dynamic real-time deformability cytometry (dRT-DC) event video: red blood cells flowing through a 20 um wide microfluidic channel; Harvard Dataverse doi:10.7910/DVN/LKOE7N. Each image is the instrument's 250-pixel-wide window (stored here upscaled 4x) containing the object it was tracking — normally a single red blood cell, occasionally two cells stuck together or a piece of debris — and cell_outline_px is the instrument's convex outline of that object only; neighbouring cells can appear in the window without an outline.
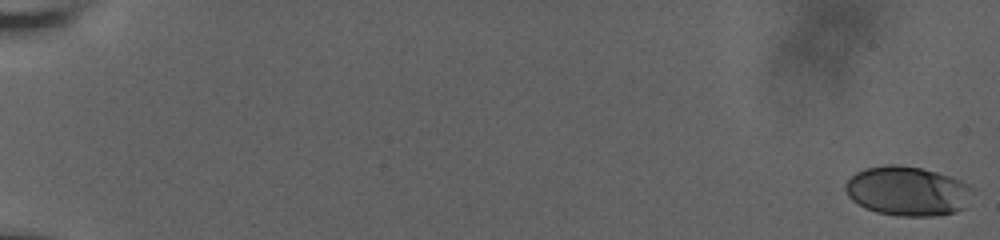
{"species": "human", "species_latin": "Homo sapiens", "temperature_condition": "room temperature", "stored_images_in_passage": 48, "camera_frame_rate_fps": 3000, "um_per_image_px": 0.085, "donor": {"sex": "male"}, "frame": {"image": 1, "passage_image": 1, "time_ms": 0.0, "image_size_px": [1000, 240], "cell_outline_px": [[972, 188], [964, 208], [956, 212], [932, 216], [896, 216], [876, 212], [864, 208], [852, 200], [848, 196], [844, 188], [844, 184], [856, 172], [864, 168], [888, 164], [900, 164], [920, 168], [936, 172], [960, 180], [968, 184]], "centroid_in_image_um": [77.08, 16.24], "position_along_channel_um": 7.9, "area_um2": 36.65}}
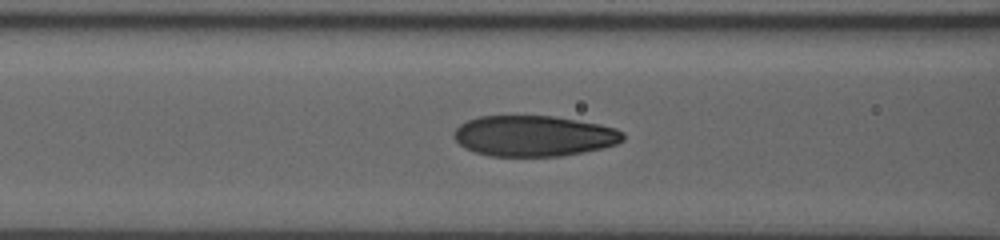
{"frame": {"image": 2, "passage_image": 26, "time_ms": 9.0, "image_size_px": [1000, 240], "cell_outline_px": [[624, 140], [616, 144], [584, 152], [560, 156], [488, 156], [464, 148], [452, 136], [452, 132], [460, 124], [468, 120], [480, 116], [556, 116], [616, 128], [624, 132]], "centroid_in_image_um": [45.35, 11.55], "position_along_channel_um": 121.2, "area_um2": 40.17}}
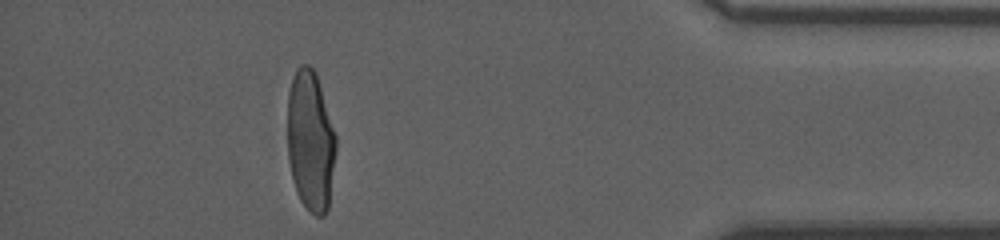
{"frame": {"image": 3, "passage_image": 45, "time_ms": 17.667, "image_size_px": [1000, 240], "cell_outline_px": [[336, 152], [328, 208], [324, 216], [316, 216], [300, 200], [296, 192], [292, 180], [288, 156], [288, 92], [296, 68], [300, 64], [308, 64], [316, 72], [336, 132]], "centroid_in_image_um": [26.4, 11.95], "position_along_channel_um": 408.8, "area_um2": 40.06}, "authors_computed_cell_mechanics": {"area_um2": 40.0265, "velocity_mm_per_s": 3.7836, "shape_relaxation_time_tau1_ms": 4.826, "shape_relaxation_time_tau2_ms": 0.7312, "deformation_change_tau1": 0.2323, "deformation_change_tau2": 0.0633}}